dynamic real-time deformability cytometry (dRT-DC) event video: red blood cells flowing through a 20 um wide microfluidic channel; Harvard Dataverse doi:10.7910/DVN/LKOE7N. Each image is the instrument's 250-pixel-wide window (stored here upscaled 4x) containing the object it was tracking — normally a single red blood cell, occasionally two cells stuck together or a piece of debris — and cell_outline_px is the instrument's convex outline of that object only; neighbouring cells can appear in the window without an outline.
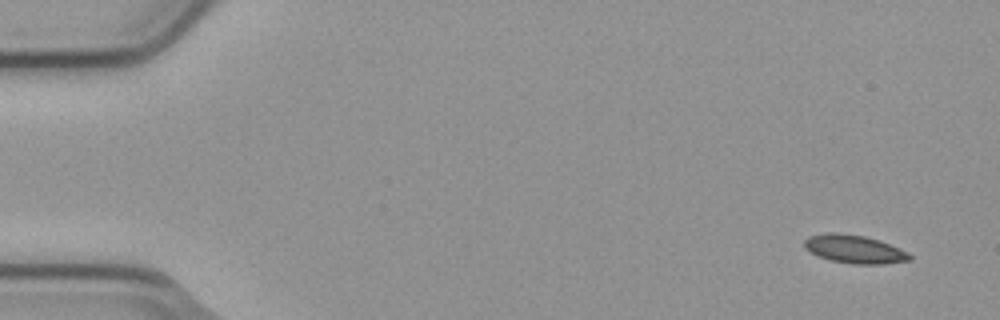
{"species": "common noctule bat (a hibernating species)", "species_latin": "Nyctalus noctula", "temperature_condition": "cold", "stored_images_in_passage": 4, "camera_frame_rate_fps": 3000, "um_per_image_px": 0.085, "animal": {"sex": "male", "body_mass_g": 23.1, "forearm_length_mm": 52.7}, "frame": {"image": 1, "passage_image": 1, "time_ms": 0.0, "image_size_px": [1000, 320], "cell_outline_px": [[912, 260], [880, 264], [852, 264], [832, 260], [816, 256], [804, 248], [804, 240], [808, 236], [828, 232], [836, 232], [864, 236], [880, 240], [908, 252], [912, 256]], "centroid_in_image_um": [72.6, 21.17], "position_along_channel_um": 12.4, "area_um2": 17.46}}
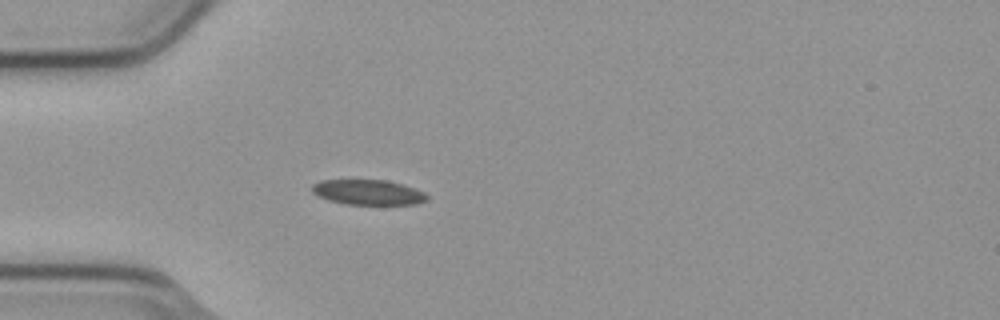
{"frame": {"image": 2, "passage_image": 4, "time_ms": 1.0, "image_size_px": [1000, 320], "cell_outline_px": [[428, 200], [416, 204], [344, 204], [328, 200], [316, 196], [312, 192], [312, 184], [320, 180], [384, 180], [404, 184], [416, 188], [424, 192], [428, 196]], "centroid_in_image_um": [31.28, 16.34], "position_along_channel_um": 53.7, "area_um2": 16.99}}